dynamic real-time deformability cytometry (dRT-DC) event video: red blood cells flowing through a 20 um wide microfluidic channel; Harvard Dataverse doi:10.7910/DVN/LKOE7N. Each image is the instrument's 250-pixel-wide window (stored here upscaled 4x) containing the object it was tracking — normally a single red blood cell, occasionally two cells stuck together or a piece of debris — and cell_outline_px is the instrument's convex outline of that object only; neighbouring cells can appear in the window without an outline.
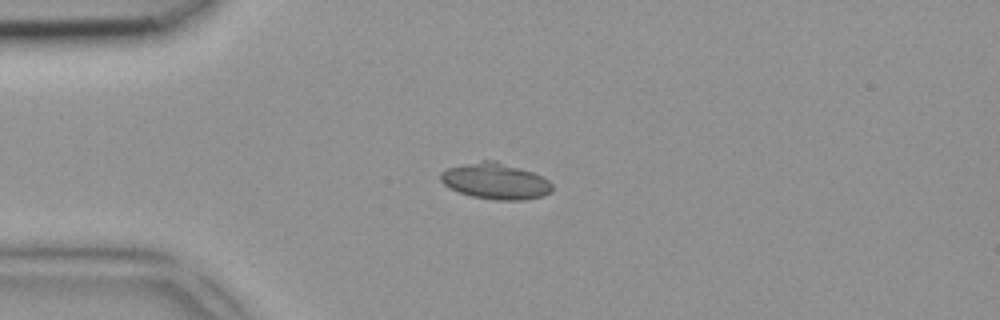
{"species": "common noctule bat (a hibernating species)", "species_latin": "Nyctalus noctula", "temperature_condition": "room temperature", "stored_images_in_passage": 4, "camera_frame_rate_fps": 3000, "um_per_image_px": 0.085, "animal": {"sex": "female", "body_mass_g": 18.4}, "frame": {"image": 1, "passage_image": 3, "time_ms": 0.667, "image_size_px": [1000, 320], "cell_outline_px": [[552, 192], [544, 196], [524, 200], [496, 200], [472, 196], [460, 192], [444, 184], [440, 180], [440, 172], [448, 168], [460, 164], [480, 160], [496, 160], [532, 172], [548, 180], [552, 184]], "centroid_in_image_um": [42.12, 15.39], "position_along_channel_um": 42.9, "area_um2": 23.52}}